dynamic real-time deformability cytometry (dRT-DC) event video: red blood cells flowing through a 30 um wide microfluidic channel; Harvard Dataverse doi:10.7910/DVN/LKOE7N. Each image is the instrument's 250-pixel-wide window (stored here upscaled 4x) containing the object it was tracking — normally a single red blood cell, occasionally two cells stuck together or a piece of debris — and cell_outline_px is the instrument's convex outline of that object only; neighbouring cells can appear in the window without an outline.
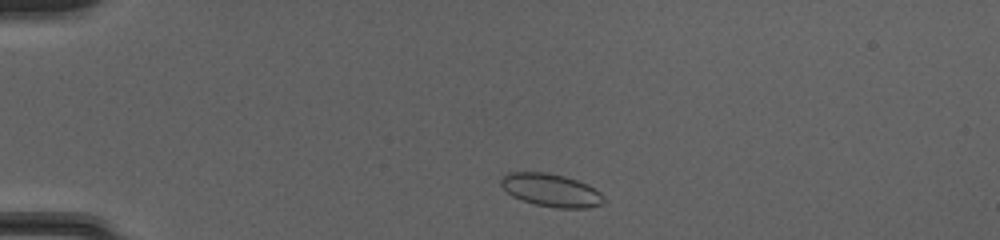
{"species": "common noctule bat (a hibernating species)", "species_latin": "Nyctalus noctula", "temperature_condition": "cold", "stored_images_in_passage": 41, "camera_frame_rate_fps": 3000, "um_per_image_px": 0.085, "animal": {"sex": "female", "body_mass_g": 20.0, "forearm_length_mm": 54.0}, "frame": {"image": 1, "passage_image": 3, "time_ms": 0.667, "image_size_px": [1000, 240], "cell_outline_px": [[604, 204], [588, 208], [556, 208], [536, 204], [512, 196], [500, 184], [500, 176], [508, 172], [548, 172], [564, 176], [588, 184], [600, 192], [604, 196]], "centroid_in_image_um": [46.85, 16.16], "position_along_channel_um": 38.2, "area_um2": 19.83}}
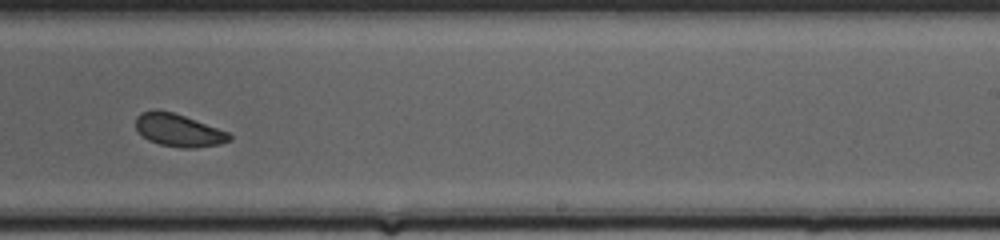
{"frame": {"image": 2, "passage_image": 24, "time_ms": 7.667, "image_size_px": [1000, 240], "cell_outline_px": [[232, 140], [220, 144], [196, 148], [180, 148], [160, 144], [148, 140], [136, 128], [136, 116], [140, 112], [152, 108], [156, 108], [172, 112], [184, 116], [228, 132], [232, 136]], "centroid_in_image_um": [15.15, 11.06], "position_along_channel_um": 273.8, "area_um2": 17.92}}
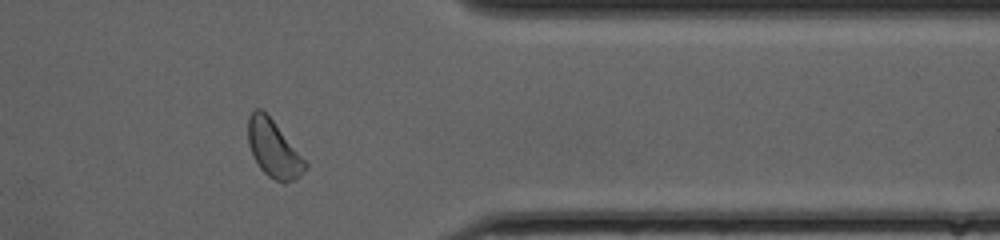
{"frame": {"image": 3, "passage_image": 33, "time_ms": 10.667, "image_size_px": [1000, 240], "cell_outline_px": [[308, 168], [296, 180], [284, 184], [268, 176], [260, 168], [252, 156], [248, 144], [248, 116], [256, 108], [260, 108], [272, 120], [308, 164]], "centroid_in_image_um": [23.25, 12.69], "position_along_channel_um": 388.2, "area_um2": 18.9}, "authors_computed_cell_mechanics": {"area_um2": 18.8428, "velocity_mm_per_s": 4.1269, "shape_relaxation_time_tau1_ms": 1.4803, "shape_relaxation_time_tau2_ms": 6.1904, "deformation_change_tau1": 0.0566, "deformation_change_tau2": 0.1126}}